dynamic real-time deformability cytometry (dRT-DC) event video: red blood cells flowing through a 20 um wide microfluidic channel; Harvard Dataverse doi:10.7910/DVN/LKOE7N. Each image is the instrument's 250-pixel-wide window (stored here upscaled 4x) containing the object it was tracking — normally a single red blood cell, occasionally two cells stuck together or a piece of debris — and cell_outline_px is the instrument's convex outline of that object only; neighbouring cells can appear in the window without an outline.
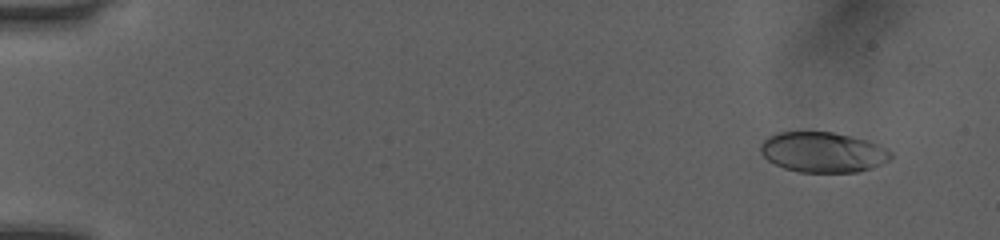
{"species": "human", "species_latin": "Homo sapiens", "temperature_condition": "room temperature", "stored_images_in_passage": 51, "camera_frame_rate_fps": 3000, "um_per_image_px": 0.085, "donor": {"sex": "female"}, "frame": {"image": 1, "passage_image": 4, "time_ms": 1.0, "image_size_px": [1000, 240], "cell_outline_px": [[892, 156], [888, 160], [872, 168], [856, 172], [796, 172], [784, 168], [768, 160], [760, 152], [760, 144], [768, 136], [780, 132], [832, 132], [868, 140], [892, 152]], "centroid_in_image_um": [69.92, 12.94], "position_along_channel_um": 15.1, "area_um2": 30.46}}
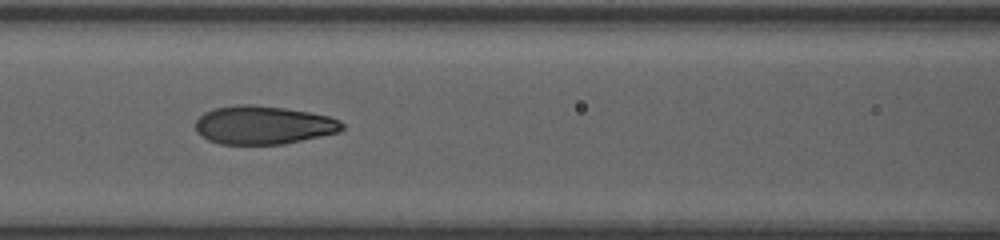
{"frame": {"image": 2, "passage_image": 24, "time_ms": 7.667, "image_size_px": [1000, 240], "cell_outline_px": [[344, 128], [340, 132], [284, 144], [220, 144], [208, 140], [200, 136], [196, 132], [196, 120], [204, 112], [212, 108], [236, 104], [252, 104], [284, 108], [308, 112], [328, 116], [340, 120], [344, 124]], "centroid_in_image_um": [22.36, 10.63], "position_along_channel_um": 144.2, "area_um2": 33.06}}
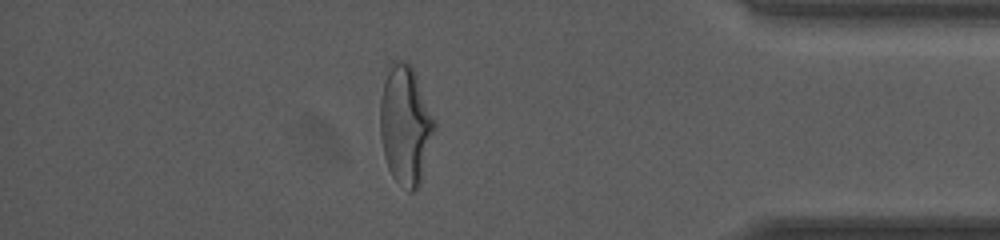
{"frame": {"image": 3, "passage_image": 45, "time_ms": 14.667, "image_size_px": [1000, 240], "cell_outline_px": [[436, 128], [420, 184], [412, 192], [408, 192], [392, 176], [388, 168], [384, 156], [380, 136], [380, 100], [388, 64], [392, 60], [396, 60], [408, 64], [412, 68], [416, 76], [436, 120]], "centroid_in_image_um": [34.46, 10.65], "position_along_channel_um": 400.7, "area_um2": 37.8}, "authors_computed_cell_mechanics": {"area_um2": 32.5992, "velocity_mm_per_s": 4.0701, "shape_relaxation_time_tau1_ms": 4.3275, "shape_relaxation_time_tau2_ms": 0.6489, "deformation_change_tau1": 0.1844, "deformation_change_tau2": 0.0635}}